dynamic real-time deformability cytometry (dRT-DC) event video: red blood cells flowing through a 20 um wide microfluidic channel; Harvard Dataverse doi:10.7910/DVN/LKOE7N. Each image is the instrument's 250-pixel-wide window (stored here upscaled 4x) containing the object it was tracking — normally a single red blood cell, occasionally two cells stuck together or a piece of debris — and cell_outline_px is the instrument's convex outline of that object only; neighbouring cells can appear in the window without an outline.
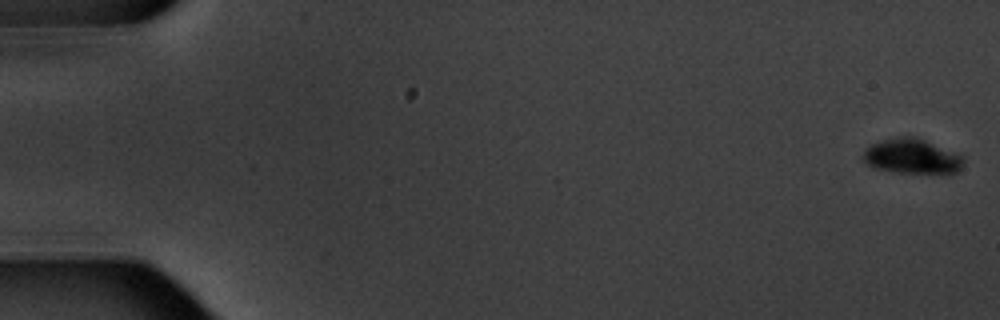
{"species": "common noctule bat (a hibernating species)", "species_latin": "Nyctalus noctula", "temperature_condition": "warm", "stored_images_in_passage": 5, "camera_frame_rate_fps": 3000, "um_per_image_px": 0.085, "animal": {"sex": "male", "body_mass_g": 20.1, "forearm_length_mm": 53.5}, "frame": {"image": 1, "passage_image": 1, "time_ms": 0.0, "image_size_px": [1000, 320], "cell_outline_px": [[964, 160], [960, 168], [956, 172], [896, 172], [876, 168], [868, 164], [864, 160], [864, 148], [868, 144], [880, 140], [904, 136], [912, 136], [924, 140], [964, 156]], "centroid_in_image_um": [77.47, 13.26], "position_along_channel_um": 7.5, "area_um2": 20.0}}